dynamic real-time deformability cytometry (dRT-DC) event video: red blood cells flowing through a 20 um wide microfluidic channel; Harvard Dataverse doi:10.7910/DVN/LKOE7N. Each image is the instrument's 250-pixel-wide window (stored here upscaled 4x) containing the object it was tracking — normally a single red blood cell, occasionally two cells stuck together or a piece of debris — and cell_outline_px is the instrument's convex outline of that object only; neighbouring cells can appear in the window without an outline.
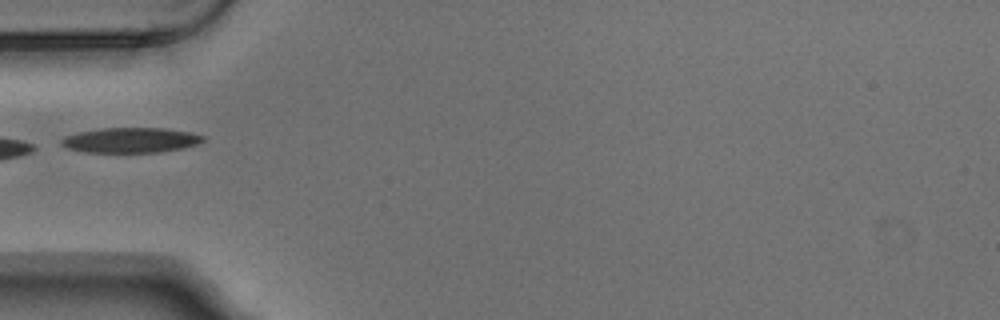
{"species": "Egyptian fruit bat (a non-hibernating species)", "species_latin": "Rousettus aegyptiacus", "temperature_condition": "warm", "stored_images_in_passage": 5, "camera_frame_rate_fps": 3000, "um_per_image_px": 0.085, "animal": {"sex": "male"}, "frame": {"image": 1, "passage_image": 4, "time_ms": 1.0, "image_size_px": [1000, 320], "cell_outline_px": [[204, 140], [200, 144], [184, 148], [160, 152], [84, 152], [68, 148], [60, 144], [60, 140], [64, 136], [80, 132], [100, 128], [164, 128], [188, 132], [204, 136]], "centroid_in_image_um": [11.11, 11.92], "position_along_channel_um": 73.9, "area_um2": 20.75}}
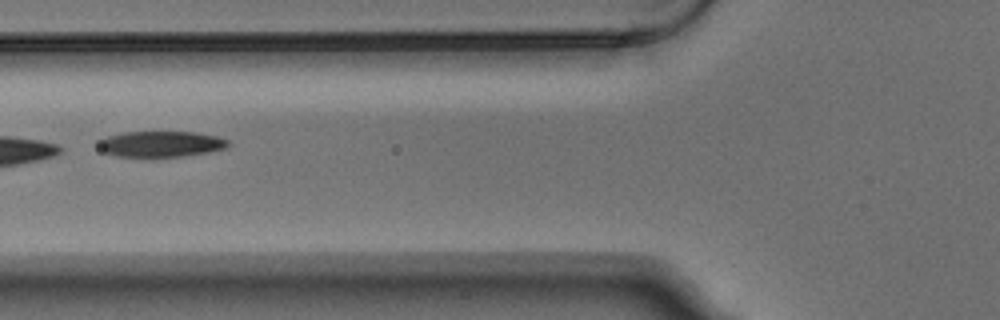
{"frame": {"image": 2, "passage_image": 5, "time_ms": 1.333, "image_size_px": [1000, 320], "cell_outline_px": [[228, 144], [224, 148], [208, 152], [184, 156], [116, 156], [104, 152], [96, 148], [100, 140], [108, 136], [124, 132], [196, 132], [216, 136], [228, 140]], "centroid_in_image_um": [13.64, 12.23], "position_along_channel_um": 112.2, "area_um2": 19.31}}